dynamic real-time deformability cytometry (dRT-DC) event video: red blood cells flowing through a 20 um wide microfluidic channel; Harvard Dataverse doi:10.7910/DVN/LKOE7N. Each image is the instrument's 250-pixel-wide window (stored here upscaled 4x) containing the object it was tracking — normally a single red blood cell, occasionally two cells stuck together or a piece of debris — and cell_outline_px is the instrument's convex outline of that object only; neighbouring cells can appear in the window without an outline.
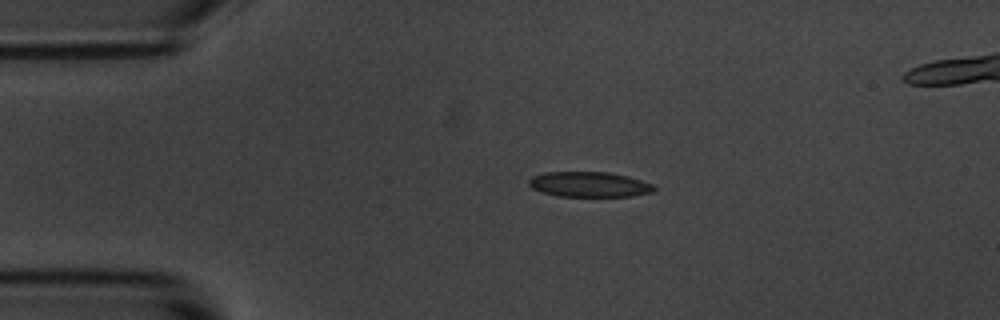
{"species": "common noctule bat (a hibernating species)", "species_latin": "Nyctalus noctula", "temperature_condition": "room temperature", "stored_images_in_passage": 3, "camera_frame_rate_fps": 3000, "um_per_image_px": 0.085, "animal": {"sex": "male", "body_mass_g": 20.1, "forearm_length_mm": 53.5}, "frame": {"image": 1, "passage_image": 2, "time_ms": 1.0, "image_size_px": [1000, 320], "cell_outline_px": [[656, 188], [652, 192], [632, 196], [556, 196], [540, 192], [532, 188], [528, 184], [528, 180], [532, 176], [544, 172], [608, 172], [628, 176], [652, 184]], "centroid_in_image_um": [50.04, 15.67], "position_along_channel_um": 35.0, "area_um2": 18.44}}